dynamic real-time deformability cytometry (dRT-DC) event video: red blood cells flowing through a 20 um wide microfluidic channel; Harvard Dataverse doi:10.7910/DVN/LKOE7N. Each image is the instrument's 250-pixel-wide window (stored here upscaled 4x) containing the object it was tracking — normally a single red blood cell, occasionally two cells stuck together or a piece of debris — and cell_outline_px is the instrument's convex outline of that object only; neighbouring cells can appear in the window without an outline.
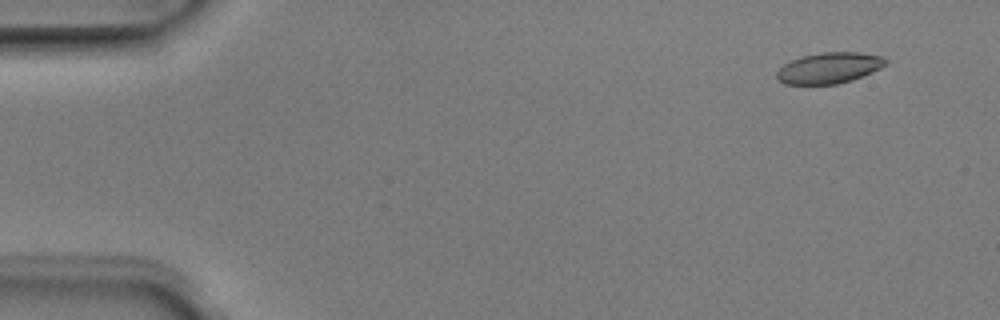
{"species": "Egyptian fruit bat (a non-hibernating species)", "species_latin": "Rousettus aegyptiacus", "temperature_condition": "room temperature", "stored_images_in_passage": 6, "camera_frame_rate_fps": 3000, "um_per_image_px": 0.085, "animal": {"sex": "male"}, "frame": {"image": 1, "passage_image": 1, "time_ms": 0.0, "image_size_px": [1000, 320], "cell_outline_px": [[888, 64], [872, 72], [852, 80], [836, 84], [784, 84], [776, 76], [776, 72], [784, 64], [800, 56], [820, 52], [860, 52], [884, 56], [888, 60]], "centroid_in_image_um": [70.51, 5.76], "position_along_channel_um": 14.5, "area_um2": 19.77}}
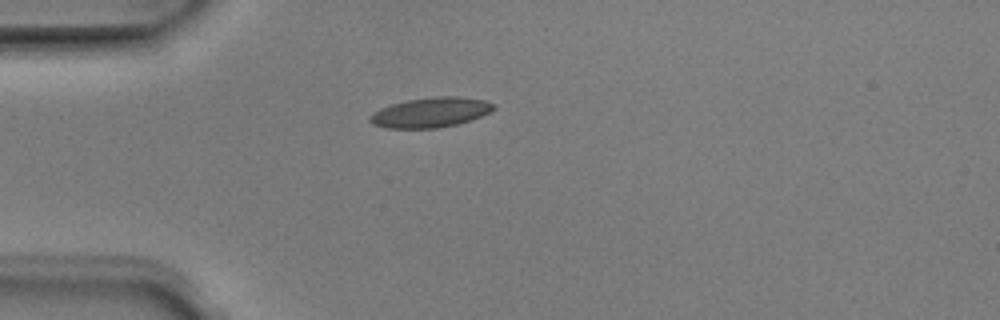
{"frame": {"image": 2, "passage_image": 4, "time_ms": 1.0, "image_size_px": [1000, 320], "cell_outline_px": [[496, 108], [480, 116], [456, 124], [436, 128], [388, 128], [372, 124], [368, 120], [368, 116], [372, 112], [380, 108], [392, 104], [408, 100], [436, 96], [460, 96], [484, 100], [496, 104]], "centroid_in_image_um": [36.57, 9.55], "position_along_channel_um": 48.4, "area_um2": 21.5}}
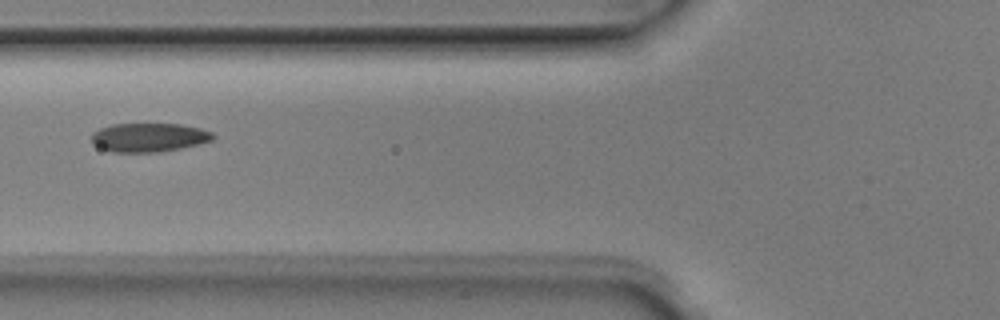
{"frame": {"image": 3, "passage_image": 6, "time_ms": 1.667, "image_size_px": [1000, 320], "cell_outline_px": [[216, 136], [212, 140], [180, 148], [160, 152], [112, 152], [100, 148], [92, 144], [92, 132], [100, 128], [112, 124], [180, 124], [200, 128], [212, 132]], "centroid_in_image_um": [12.63, 11.68], "position_along_channel_um": 113.2, "area_um2": 20.4}}